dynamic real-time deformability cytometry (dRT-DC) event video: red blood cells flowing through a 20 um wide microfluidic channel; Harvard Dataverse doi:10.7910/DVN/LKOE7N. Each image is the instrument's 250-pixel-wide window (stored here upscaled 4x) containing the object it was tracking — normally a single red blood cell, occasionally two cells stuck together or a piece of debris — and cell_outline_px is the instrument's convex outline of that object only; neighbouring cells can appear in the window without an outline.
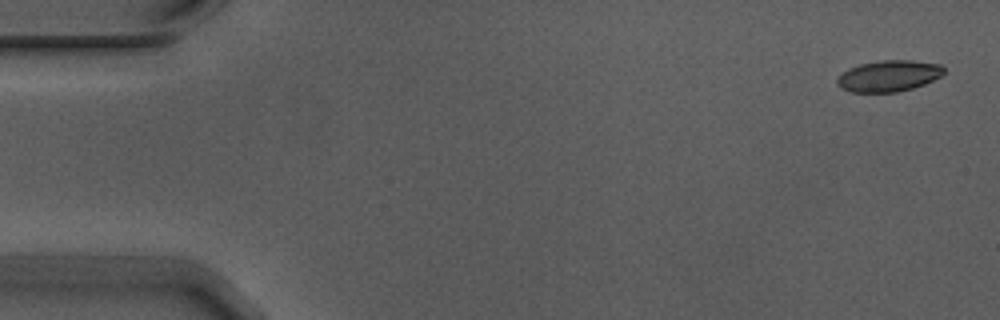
{"species": "Egyptian fruit bat (a non-hibernating species)", "species_latin": "Rousettus aegyptiacus", "temperature_condition": "warm", "stored_images_in_passage": 4, "camera_frame_rate_fps": 3000, "um_per_image_px": 0.085, "animal": {"sex": "male"}, "frame": {"image": 1, "passage_image": 1, "time_ms": 0.0, "image_size_px": [1000, 320], "cell_outline_px": [[944, 72], [940, 76], [924, 84], [912, 88], [896, 92], [852, 92], [840, 88], [836, 84], [836, 80], [848, 68], [860, 64], [880, 60], [908, 60], [940, 64], [944, 68]], "centroid_in_image_um": [75.52, 6.45], "position_along_channel_um": 9.5, "area_um2": 19.31}}
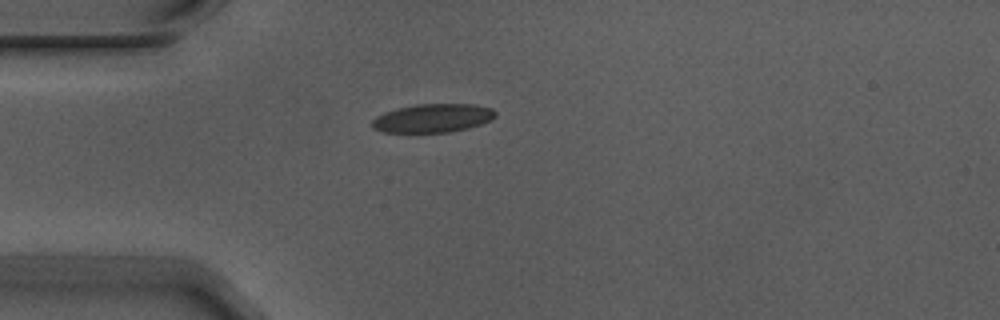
{"frame": {"image": 2, "passage_image": 4, "time_ms": 1.0, "image_size_px": [1000, 320], "cell_outline_px": [[496, 116], [492, 120], [468, 128], [448, 132], [384, 132], [372, 128], [372, 120], [376, 116], [384, 112], [416, 104], [476, 104], [492, 108], [496, 112]], "centroid_in_image_um": [36.81, 10.03], "position_along_channel_um": 48.2, "area_um2": 20.52}}